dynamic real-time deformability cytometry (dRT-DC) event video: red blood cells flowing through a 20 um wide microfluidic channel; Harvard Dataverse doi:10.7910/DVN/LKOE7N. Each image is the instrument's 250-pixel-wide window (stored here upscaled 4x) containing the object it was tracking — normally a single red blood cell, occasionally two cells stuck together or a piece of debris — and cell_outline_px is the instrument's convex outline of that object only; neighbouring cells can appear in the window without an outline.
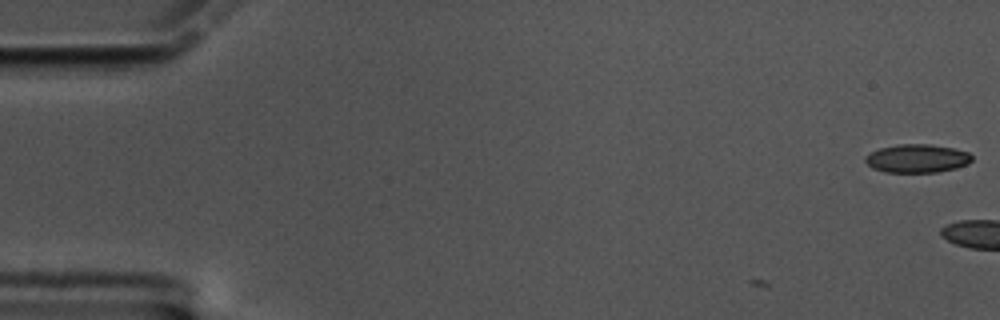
{"species": "common noctule bat (a hibernating species)", "species_latin": "Nyctalus noctula", "temperature_condition": "cold", "stored_images_in_passage": 3, "camera_frame_rate_fps": 3000, "um_per_image_px": 0.085, "animal": {"sex": "male", "body_mass_g": 17.5, "forearm_length_mm": 52.3}, "frame": {"image": 1, "passage_image": 3, "time_ms": 0.667, "image_size_px": [1000, 320], "cell_outline_px": [[972, 160], [968, 164], [956, 168], [940, 172], [884, 172], [872, 168], [864, 160], [864, 156], [880, 148], [896, 144], [928, 144], [952, 148], [968, 152], [972, 156]], "centroid_in_image_um": [77.95, 13.47], "position_along_channel_um": 7.1, "area_um2": 17.69}}